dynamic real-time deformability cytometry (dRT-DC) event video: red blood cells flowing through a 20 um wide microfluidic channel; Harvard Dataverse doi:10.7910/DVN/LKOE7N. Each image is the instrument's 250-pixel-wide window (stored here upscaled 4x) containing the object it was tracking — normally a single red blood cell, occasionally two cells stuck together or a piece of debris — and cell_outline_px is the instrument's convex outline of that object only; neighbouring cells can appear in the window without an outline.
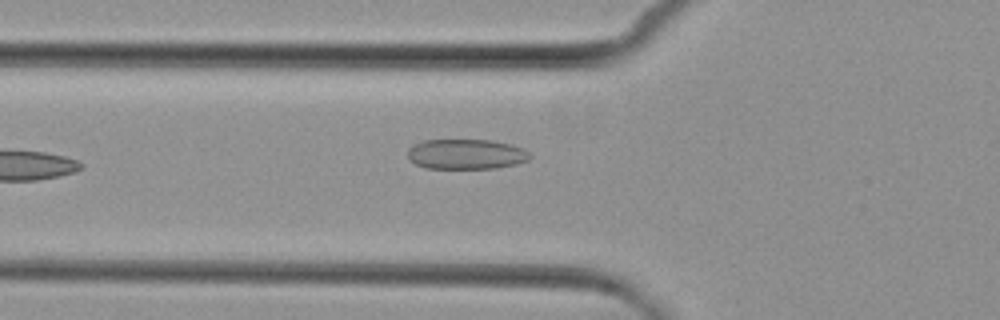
{"species": "common noctule bat (a hibernating species)", "species_latin": "Nyctalus noctula", "temperature_condition": "cold", "stored_images_in_passage": 3, "camera_frame_rate_fps": 3000, "um_per_image_px": 0.085, "animal": {"sex": "female", "body_mass_g": 29.2, "forearm_length_mm": 56.3}, "frame": {"image": 1, "passage_image": 3, "time_ms": 2.333, "image_size_px": [1000, 320], "cell_outline_px": [[532, 156], [528, 160], [516, 164], [496, 168], [424, 168], [408, 160], [408, 148], [412, 144], [424, 140], [492, 140], [512, 144], [524, 148]], "centroid_in_image_um": [39.61, 13.1], "position_along_channel_um": 86.2, "area_um2": 21.68}}